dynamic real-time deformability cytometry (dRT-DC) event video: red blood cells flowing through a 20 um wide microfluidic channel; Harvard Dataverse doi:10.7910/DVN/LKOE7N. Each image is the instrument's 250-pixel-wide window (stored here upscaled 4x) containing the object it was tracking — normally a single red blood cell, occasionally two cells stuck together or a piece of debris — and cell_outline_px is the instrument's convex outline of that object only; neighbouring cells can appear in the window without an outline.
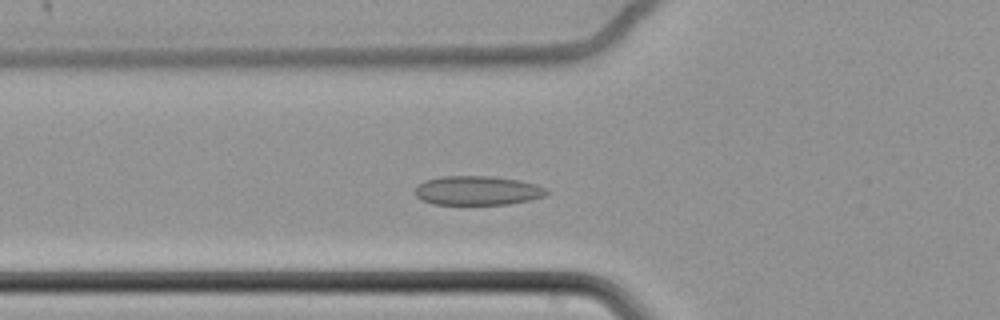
{"species": "common noctule bat (a hibernating species)", "species_latin": "Nyctalus noctula", "temperature_condition": "cold", "stored_images_in_passage": 52, "camera_frame_rate_fps": 3000, "um_per_image_px": 0.085, "animal": {"sex": "female", "body_mass_g": 22.7, "forearm_length_mm": 54.2}, "frame": {"image": 1, "passage_image": 13, "time_ms": 4.0, "image_size_px": [1000, 320], "cell_outline_px": [[548, 192], [544, 196], [532, 200], [508, 204], [432, 204], [416, 196], [416, 188], [424, 180], [440, 176], [492, 176], [520, 180], [536, 184], [544, 188]], "centroid_in_image_um": [40.6, 16.19], "position_along_channel_um": 85.2, "area_um2": 22.31}}
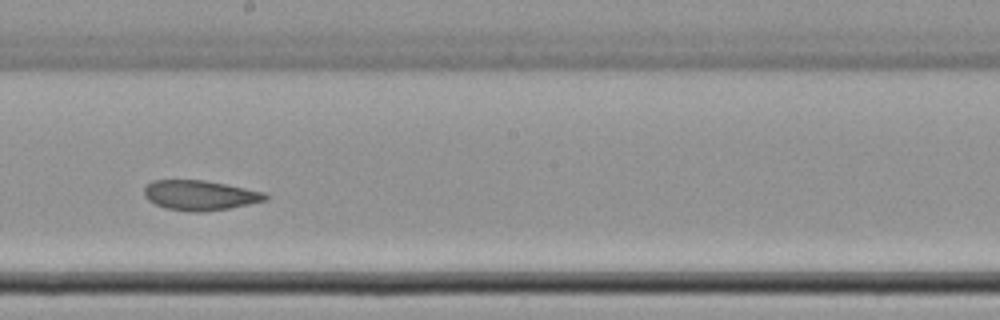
{"frame": {"image": 2, "passage_image": 26, "time_ms": 8.333, "image_size_px": [1000, 320], "cell_outline_px": [[268, 200], [228, 208], [200, 212], [188, 212], [164, 208], [148, 200], [144, 196], [144, 188], [152, 180], [204, 180], [264, 192], [268, 196]], "centroid_in_image_um": [16.96, 16.6], "position_along_channel_um": 231.2, "area_um2": 21.04}}
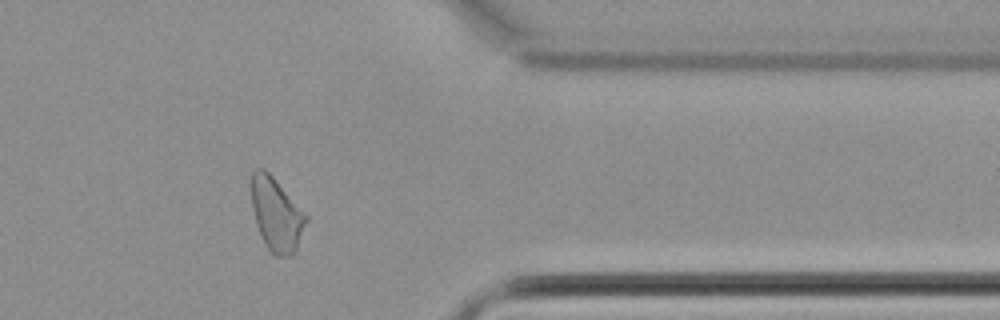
{"frame": {"image": 3, "passage_image": 41, "time_ms": 13.333, "image_size_px": [1000, 320], "cell_outline_px": [[308, 220], [296, 248], [292, 256], [276, 256], [268, 248], [256, 224], [252, 204], [252, 172], [256, 168], [264, 168], [272, 176], [308, 216]], "centroid_in_image_um": [23.51, 18.22], "position_along_channel_um": 387.9, "area_um2": 22.83}, "authors_computed_cell_mechanics": {"area_um2": 22.7154, "velocity_mm_per_s": 3.3801, "shape_relaxation_time_tau1_ms": null, "shape_relaxation_time_tau2_ms": 6.6708, "deformation_change_tau1": null, "deformation_change_tau2": 0.0904}}